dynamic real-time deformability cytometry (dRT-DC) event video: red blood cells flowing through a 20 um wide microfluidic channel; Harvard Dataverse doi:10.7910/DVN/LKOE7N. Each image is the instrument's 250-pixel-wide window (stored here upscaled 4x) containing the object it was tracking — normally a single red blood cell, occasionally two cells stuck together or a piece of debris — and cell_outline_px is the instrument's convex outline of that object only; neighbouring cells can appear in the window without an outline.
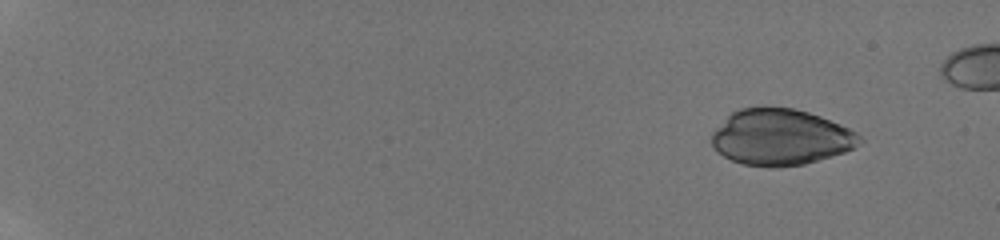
{"species": "human", "species_latin": "Homo sapiens", "temperature_condition": "room temperature", "stored_images_in_passage": 21, "camera_frame_rate_fps": 3000, "um_per_image_px": 0.085, "donor": {"sex": "male"}, "frame": {"image": 1, "passage_image": 1, "time_ms": 0.0, "image_size_px": [1000, 240], "cell_outline_px": [[864, 140], [852, 148], [844, 152], [832, 156], [804, 164], [780, 168], [768, 168], [744, 164], [732, 160], [716, 152], [712, 144], [712, 132], [732, 112], [740, 108], [760, 104], [768, 104], [792, 108], [808, 112], [820, 116], [840, 124], [856, 132]], "centroid_in_image_um": [66.33, 11.64], "position_along_channel_um": 18.7, "area_um2": 49.07}}